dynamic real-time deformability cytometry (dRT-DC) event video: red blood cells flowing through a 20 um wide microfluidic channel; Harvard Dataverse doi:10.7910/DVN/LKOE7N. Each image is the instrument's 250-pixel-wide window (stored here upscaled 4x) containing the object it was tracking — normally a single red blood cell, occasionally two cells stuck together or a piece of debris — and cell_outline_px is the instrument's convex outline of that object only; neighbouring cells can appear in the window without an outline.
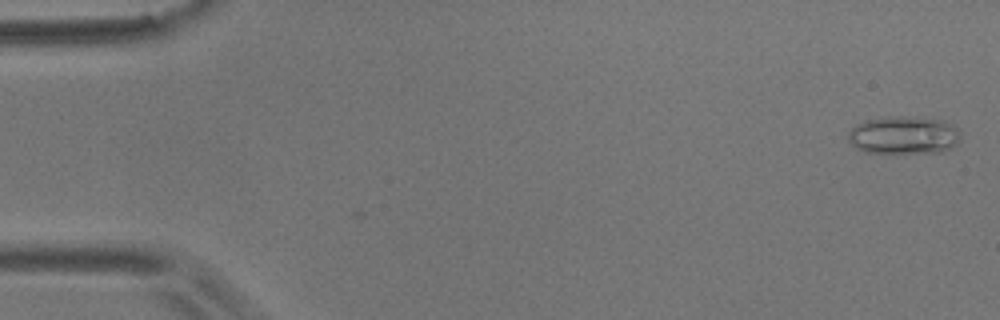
{"species": "common noctule bat (a hibernating species)", "species_latin": "Nyctalus noctula", "temperature_condition": "room temperature", "stored_images_in_passage": 51, "camera_frame_rate_fps": 3000, "um_per_image_px": 0.085, "animal": {"sex": "male", "body_mass_g": 17.9}, "frame": {"image": 1, "passage_image": 2, "time_ms": 0.333, "image_size_px": [1000, 320], "cell_outline_px": [[960, 140], [952, 148], [940, 152], [864, 152], [856, 148], [848, 140], [848, 132], [856, 124], [864, 120], [888, 116], [924, 116], [944, 120], [956, 124], [960, 132]], "centroid_in_image_um": [76.87, 11.45], "position_along_channel_um": 8.1, "area_um2": 25.37}}
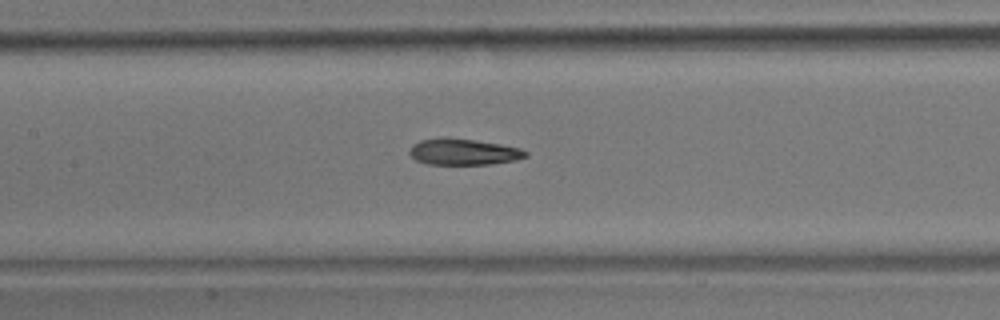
{"frame": {"image": 2, "passage_image": 27, "time_ms": 8.667, "image_size_px": [1000, 320], "cell_outline_px": [[528, 156], [516, 160], [492, 164], [428, 164], [416, 160], [408, 152], [412, 144], [420, 140], [440, 136], [448, 136], [500, 144], [520, 148], [528, 152]], "centroid_in_image_um": [39.37, 12.89], "position_along_channel_um": 168.0, "area_um2": 18.03}}
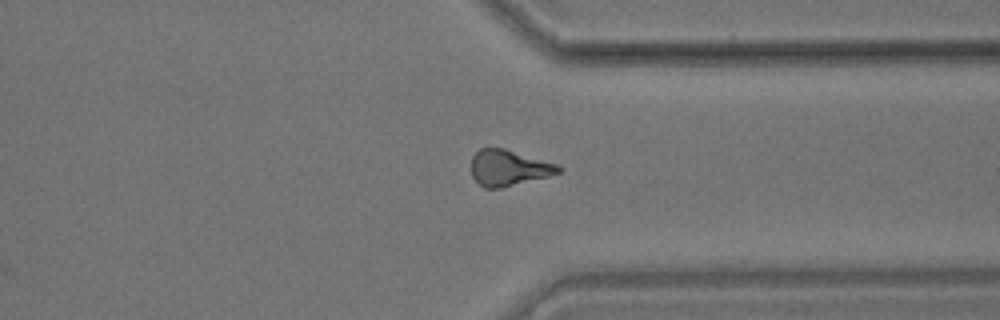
{"frame": {"image": 3, "passage_image": 44, "time_ms": 14.333, "image_size_px": [1000, 320], "cell_outline_px": [[564, 168], [560, 172], [548, 176], [500, 188], [484, 188], [472, 176], [472, 156], [480, 148], [504, 148], [556, 164]], "centroid_in_image_um": [43.23, 14.26], "position_along_channel_um": 368.2, "area_um2": 17.98}, "authors_computed_cell_mechanics": {"area_um2": 18.496, "velocity_mm_per_s": 3.5486, "shape_relaxation_time_tau1_ms": 8.4898, "shape_relaxation_time_tau2_ms": 4.2896, "deformation_change_tau1": 0.1871, "deformation_change_tau2": 0.1354}}